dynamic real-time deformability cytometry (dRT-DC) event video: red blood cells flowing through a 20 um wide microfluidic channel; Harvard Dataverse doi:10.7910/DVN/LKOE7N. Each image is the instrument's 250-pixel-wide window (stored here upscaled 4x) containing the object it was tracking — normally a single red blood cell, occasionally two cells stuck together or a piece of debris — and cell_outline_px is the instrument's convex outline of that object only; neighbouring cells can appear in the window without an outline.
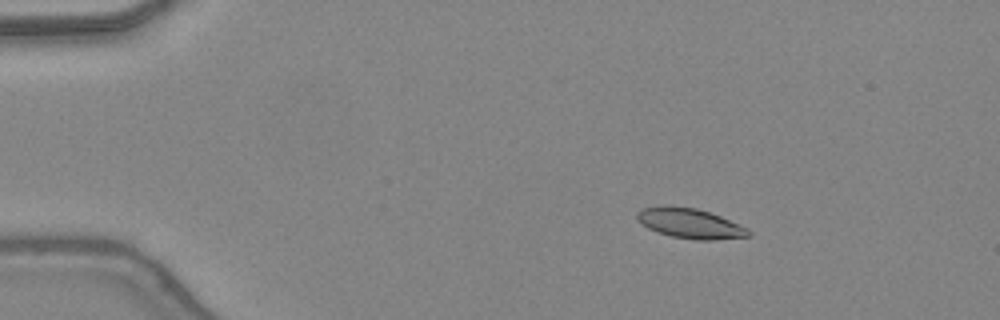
{"species": "common noctule bat (a hibernating species)", "species_latin": "Nyctalus noctula", "temperature_condition": "warm", "stored_images_in_passage": 49, "camera_frame_rate_fps": 3000, "um_per_image_px": 0.085, "animal": {"sex": "female", "body_mass_g": 24.6, "forearm_length_mm": 56.2}, "frame": {"image": 1, "passage_image": 9, "time_ms": 2.667, "image_size_px": [1000, 320], "cell_outline_px": [[752, 236], [716, 240], [696, 240], [672, 236], [656, 232], [640, 224], [636, 220], [636, 212], [640, 208], [664, 204], [696, 208], [720, 216], [748, 228], [752, 232]], "centroid_in_image_um": [58.61, 18.97], "position_along_channel_um": 26.4, "area_um2": 19.94}}
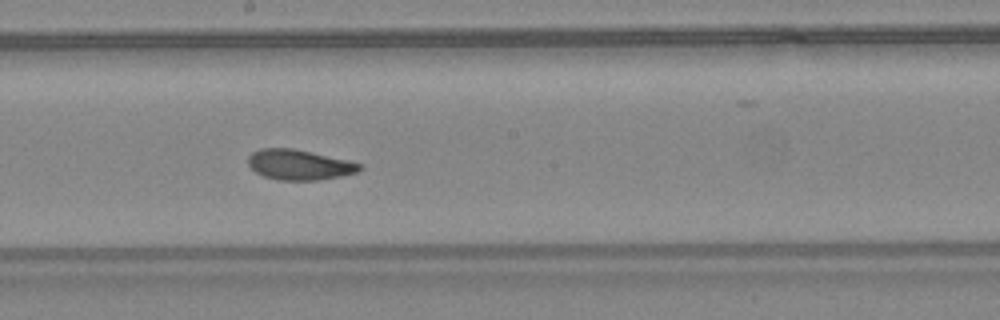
{"frame": {"image": 2, "passage_image": 28, "time_ms": 9.0, "image_size_px": [1000, 320], "cell_outline_px": [[364, 168], [356, 172], [340, 176], [320, 180], [276, 180], [264, 176], [256, 172], [248, 164], [248, 156], [252, 152], [260, 148], [292, 148], [364, 164]], "centroid_in_image_um": [25.43, 14.01], "position_along_channel_um": 222.8, "area_um2": 19.59}}
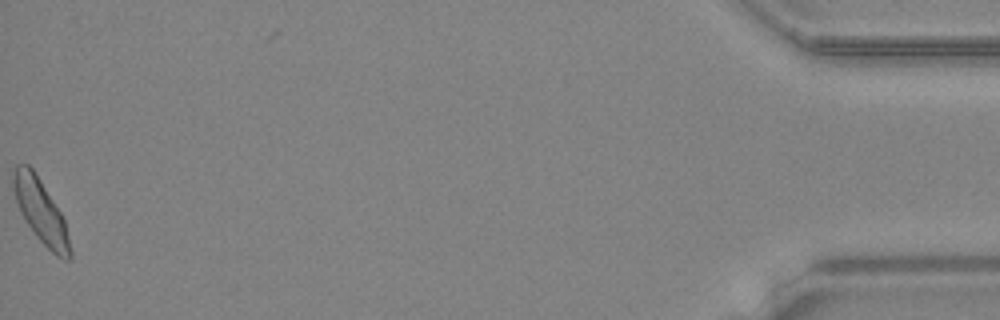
{"frame": {"image": 3, "passage_image": 49, "time_ms": 16.0, "image_size_px": [1000, 320], "cell_outline_px": [[72, 260], [64, 260], [56, 256], [36, 236], [28, 224], [16, 200], [12, 184], [12, 176], [16, 164], [28, 164], [32, 168], [60, 212], [64, 220], [72, 252]], "centroid_in_image_um": [3.48, 17.98], "position_along_channel_um": 431.7, "area_um2": 20.46}, "authors_computed_cell_mechanics": {"area_um2": 19.9988, "velocity_mm_per_s": 4.3877, "shape_relaxation_time_tau1_ms": 5.3318, "shape_relaxation_time_tau2_ms": 2.5347, "deformation_change_tau1": 0.1487, "deformation_change_tau2": 0.0765}}